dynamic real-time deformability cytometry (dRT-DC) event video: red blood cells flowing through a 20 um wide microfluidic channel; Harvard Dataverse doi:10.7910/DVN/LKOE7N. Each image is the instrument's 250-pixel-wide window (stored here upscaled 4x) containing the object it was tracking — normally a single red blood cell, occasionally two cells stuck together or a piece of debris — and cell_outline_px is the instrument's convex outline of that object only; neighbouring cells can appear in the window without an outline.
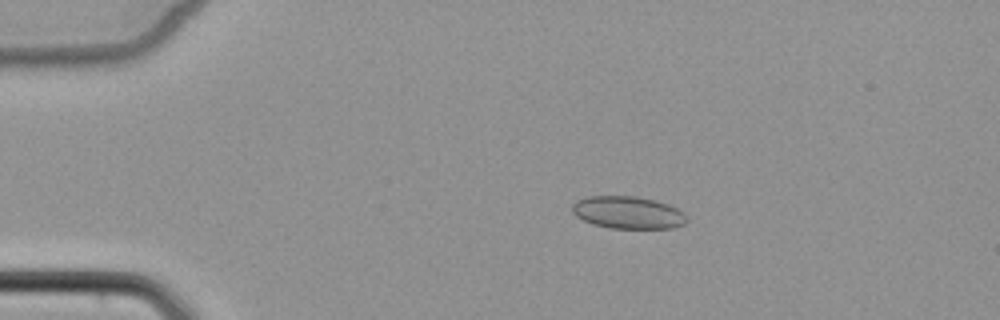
{"species": "common noctule bat (a hibernating species)", "species_latin": "Nyctalus noctula", "temperature_condition": "cold", "stored_images_in_passage": 6, "camera_frame_rate_fps": 3000, "um_per_image_px": 0.085, "animal": {"sex": "female", "body_mass_g": 22.7, "forearm_length_mm": 54.2}, "frame": {"image": 1, "passage_image": 2, "time_ms": 1.333, "image_size_px": [1000, 320], "cell_outline_px": [[688, 220], [684, 224], [672, 228], [608, 228], [592, 224], [576, 216], [572, 212], [572, 204], [576, 200], [588, 196], [636, 196], [656, 200], [668, 204], [684, 212], [688, 216]], "centroid_in_image_um": [53.38, 18.06], "position_along_channel_um": 31.6, "area_um2": 21.85}}
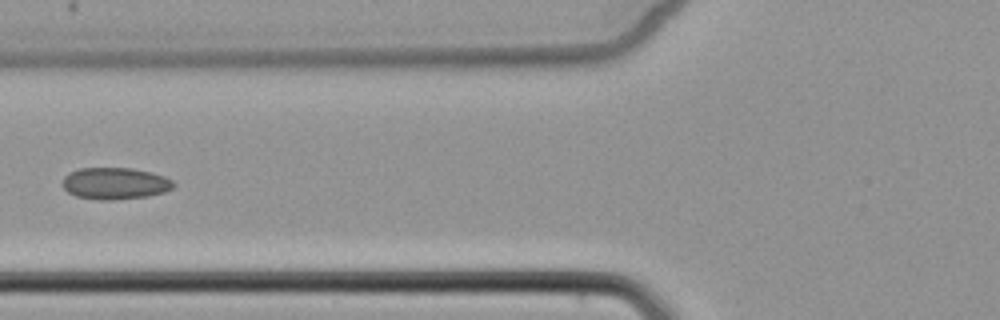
{"frame": {"image": 2, "passage_image": 5, "time_ms": 5.0, "image_size_px": [1000, 320], "cell_outline_px": [[176, 184], [172, 188], [164, 192], [148, 196], [112, 200], [100, 200], [76, 196], [68, 192], [60, 184], [64, 176], [68, 172], [80, 168], [132, 168], [152, 172], [164, 176], [172, 180]], "centroid_in_image_um": [9.76, 15.58], "position_along_channel_um": 116.0, "area_um2": 20.75}}
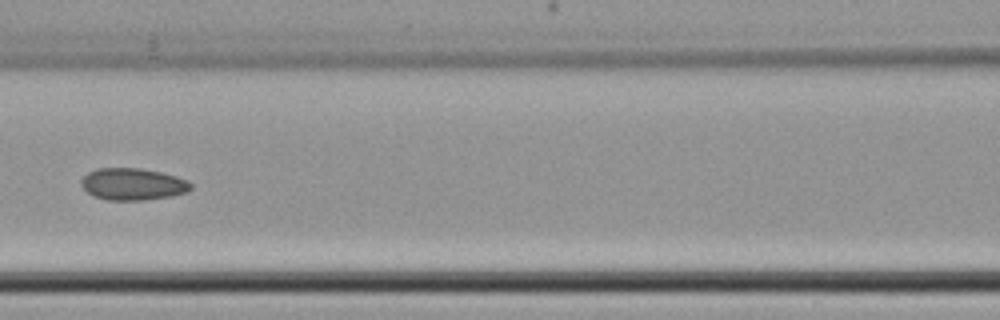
{"frame": {"image": 3, "passage_image": 6, "time_ms": 6.0, "image_size_px": [1000, 320], "cell_outline_px": [[192, 188], [188, 192], [172, 196], [144, 200], [108, 200], [96, 196], [88, 192], [80, 184], [80, 180], [88, 172], [96, 168], [140, 168], [160, 172], [176, 176], [188, 180], [192, 184]], "centroid_in_image_um": [11.31, 15.65], "position_along_channel_um": 155.3, "area_um2": 20.46}}